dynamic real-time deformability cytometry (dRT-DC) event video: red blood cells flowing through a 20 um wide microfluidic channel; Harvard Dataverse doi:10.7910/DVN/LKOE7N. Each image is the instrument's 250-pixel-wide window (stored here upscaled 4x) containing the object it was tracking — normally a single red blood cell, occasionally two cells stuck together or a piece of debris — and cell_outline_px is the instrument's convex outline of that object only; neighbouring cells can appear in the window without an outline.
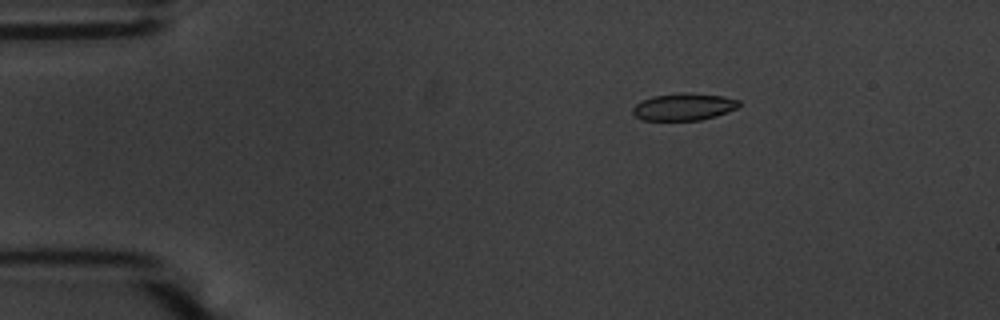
{"species": "common noctule bat (a hibernating species)", "species_latin": "Nyctalus noctula", "temperature_condition": "warm", "stored_images_in_passage": 49, "camera_frame_rate_fps": 3000, "um_per_image_px": 0.085, "animal": {"sex": "male", "body_mass_g": 20.1, "forearm_length_mm": 53.5}, "frame": {"image": 1, "passage_image": 3, "time_ms": 0.667, "image_size_px": [1000, 320], "cell_outline_px": [[740, 104], [736, 108], [716, 116], [700, 120], [644, 120], [636, 116], [632, 112], [632, 108], [636, 104], [652, 96], [680, 92], [684, 92], [724, 96], [740, 100]], "centroid_in_image_um": [58.13, 9.07], "position_along_channel_um": 26.9, "area_um2": 16.76}}
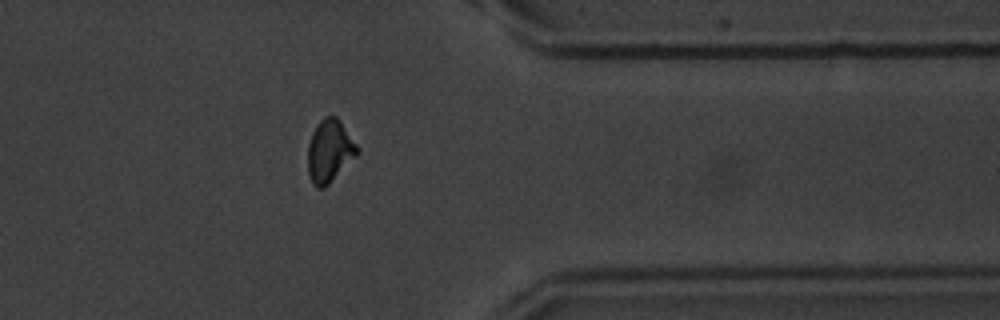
{"frame": {"image": 2, "passage_image": 38, "time_ms": 12.333, "image_size_px": [1000, 320], "cell_outline_px": [[360, 152], [324, 188], [316, 188], [312, 184], [308, 172], [308, 144], [312, 132], [320, 120], [324, 116], [336, 116], [340, 120], [360, 148]], "centroid_in_image_um": [28.02, 12.82], "position_along_channel_um": 383.4, "area_um2": 18.09}}
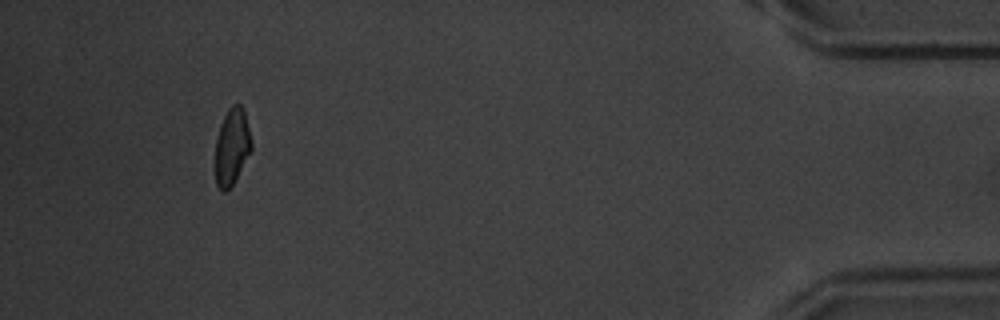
{"frame": {"image": 3, "passage_image": 45, "time_ms": 14.667, "image_size_px": [1000, 320], "cell_outline_px": [[252, 148], [232, 184], [224, 192], [220, 192], [216, 184], [216, 140], [220, 124], [228, 108], [232, 104], [240, 104], [244, 108], [252, 140]], "centroid_in_image_um": [19.72, 12.41], "position_along_channel_um": 415.5, "area_um2": 16.01}, "authors_computed_cell_mechanics": {"area_um2": 17.1666, "velocity_mm_per_s": 3.6895, "shape_relaxation_time_tau1_ms": 3.3737, "shape_relaxation_time_tau2_ms": 1.2014, "deformation_change_tau1": 0.1287, "deformation_change_tau2": 0.0688}}